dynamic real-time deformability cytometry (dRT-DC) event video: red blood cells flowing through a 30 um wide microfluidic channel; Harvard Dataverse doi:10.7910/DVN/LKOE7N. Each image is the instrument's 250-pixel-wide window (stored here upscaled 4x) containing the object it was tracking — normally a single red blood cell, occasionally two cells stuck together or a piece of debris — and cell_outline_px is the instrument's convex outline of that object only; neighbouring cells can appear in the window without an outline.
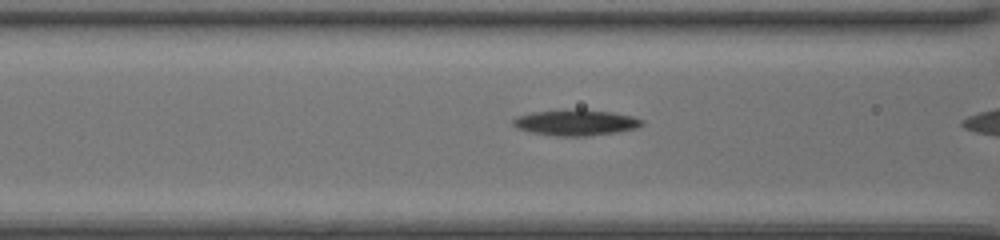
{"species": "common noctule bat (a hibernating species)", "species_latin": "Nyctalus noctula", "temperature_condition": "room temperature", "stored_images_in_passage": 23, "camera_frame_rate_fps": 3000, "um_per_image_px": 0.085, "animal": {"sex": "female", "body_mass_g": 20.0, "forearm_length_mm": 54.0}, "frame": {"image": 1, "passage_image": 22, "time_ms": 7.0, "image_size_px": [1000, 240], "cell_outline_px": [[644, 124], [636, 128], [616, 132], [588, 136], [556, 136], [532, 132], [516, 128], [512, 124], [512, 120], [516, 116], [532, 112], [564, 108], [584, 108], [612, 112], [632, 116], [644, 120]], "centroid_in_image_um": [48.92, 10.39], "position_along_channel_um": 117.7, "area_um2": 19.94}}